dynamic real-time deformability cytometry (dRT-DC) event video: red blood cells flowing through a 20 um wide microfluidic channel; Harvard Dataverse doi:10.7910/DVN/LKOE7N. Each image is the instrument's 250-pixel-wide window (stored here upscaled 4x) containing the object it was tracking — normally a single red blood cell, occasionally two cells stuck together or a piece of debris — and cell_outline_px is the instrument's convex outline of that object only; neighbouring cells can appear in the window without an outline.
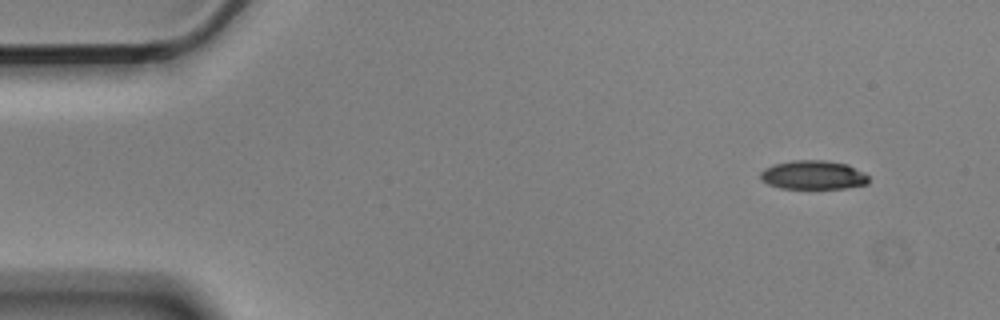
{"species": "Egyptian fruit bat (a non-hibernating species)", "species_latin": "Rousettus aegyptiacus", "temperature_condition": "cold", "stored_images_in_passage": 4, "camera_frame_rate_fps": 3000, "um_per_image_px": 0.085, "animal": {"sex": "male"}, "frame": {"image": 1, "passage_image": 1, "time_ms": 0.0, "image_size_px": [1000, 320], "cell_outline_px": [[868, 184], [848, 188], [780, 188], [768, 184], [760, 180], [760, 172], [764, 168], [772, 164], [792, 160], [824, 160], [848, 164], [864, 172], [868, 176]], "centroid_in_image_um": [69.11, 14.87], "position_along_channel_um": 15.9, "area_um2": 18.44}}
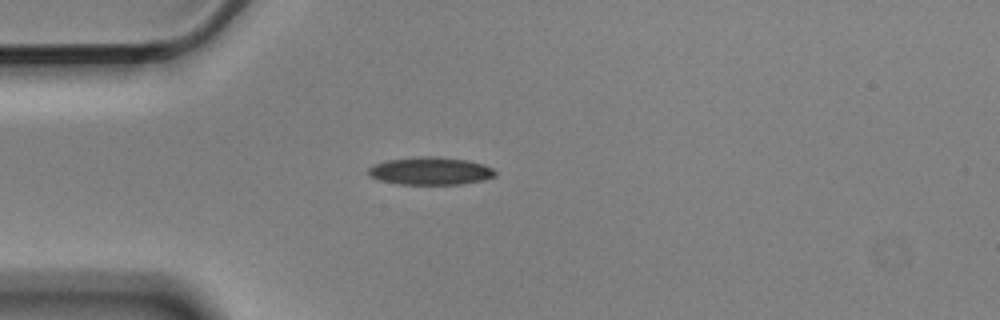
{"frame": {"image": 2, "passage_image": 4, "time_ms": 1.0, "image_size_px": [1000, 320], "cell_outline_px": [[496, 176], [484, 180], [460, 184], [400, 184], [380, 180], [368, 176], [368, 168], [376, 164], [388, 160], [420, 156], [432, 156], [468, 160], [484, 164], [492, 168], [496, 172]], "centroid_in_image_um": [36.61, 14.53], "position_along_channel_um": 48.4, "area_um2": 20.46}}